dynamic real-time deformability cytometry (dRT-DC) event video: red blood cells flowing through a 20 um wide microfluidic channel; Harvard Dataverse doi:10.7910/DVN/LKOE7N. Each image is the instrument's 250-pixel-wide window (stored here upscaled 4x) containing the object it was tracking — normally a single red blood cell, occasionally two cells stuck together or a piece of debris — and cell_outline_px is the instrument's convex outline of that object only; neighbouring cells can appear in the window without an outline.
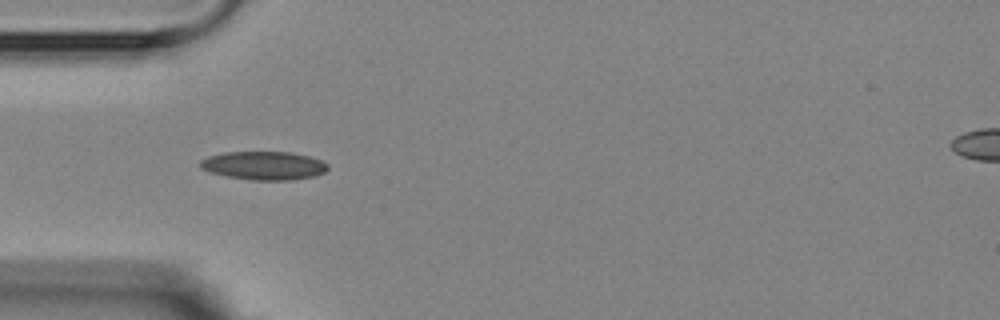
{"species": "Egyptian fruit bat (a non-hibernating species)", "species_latin": "Rousettus aegyptiacus", "temperature_condition": "room temperature", "stored_images_in_passage": 5, "camera_frame_rate_fps": 3000, "um_per_image_px": 0.085, "animal": {"sex": "female"}, "frame": {"image": 1, "passage_image": 4, "time_ms": 5.0, "image_size_px": [1000, 320], "cell_outline_px": [[328, 168], [324, 172], [316, 176], [292, 180], [252, 180], [228, 176], [212, 172], [200, 168], [200, 160], [208, 156], [224, 152], [292, 152], [308, 156], [320, 160], [328, 164]], "centroid_in_image_um": [22.44, 14.07], "position_along_channel_um": 62.6, "area_um2": 21.1}}
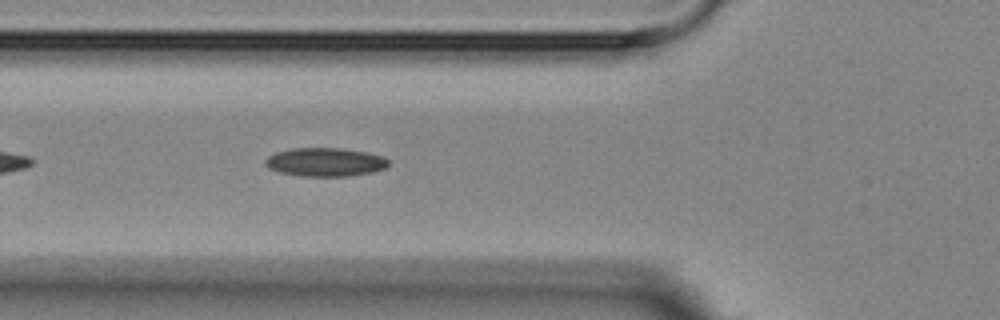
{"frame": {"image": 2, "passage_image": 5, "time_ms": 6.0, "image_size_px": [1000, 320], "cell_outline_px": [[388, 164], [384, 168], [372, 172], [348, 176], [300, 176], [280, 172], [268, 168], [264, 164], [264, 160], [268, 156], [276, 152], [292, 148], [340, 148], [368, 152], [384, 156], [388, 160]], "centroid_in_image_um": [27.62, 13.77], "position_along_channel_um": 98.2, "area_um2": 20.58}}